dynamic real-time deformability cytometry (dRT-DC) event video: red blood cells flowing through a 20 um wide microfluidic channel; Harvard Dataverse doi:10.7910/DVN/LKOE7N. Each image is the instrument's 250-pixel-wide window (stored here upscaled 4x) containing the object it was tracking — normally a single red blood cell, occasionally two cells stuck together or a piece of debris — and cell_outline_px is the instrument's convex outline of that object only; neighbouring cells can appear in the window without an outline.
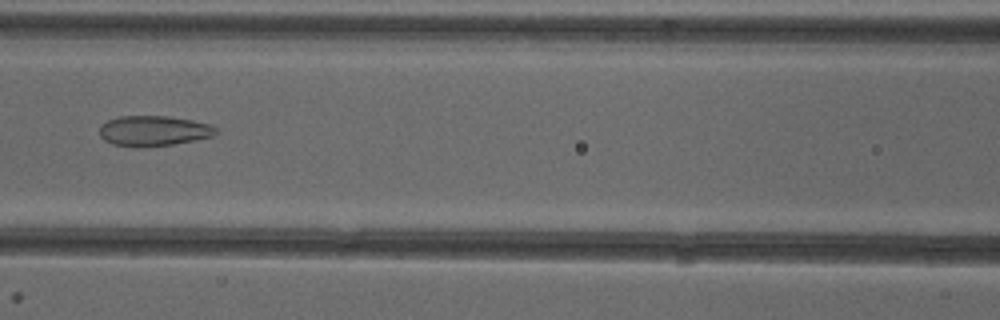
{"species": "common noctule bat (a hibernating species)", "species_latin": "Nyctalus noctula", "temperature_condition": "cold", "stored_images_in_passage": 46, "camera_frame_rate_fps": 3000, "um_per_image_px": 0.085, "animal": {"sex": "female"}, "frame": {"image": 1, "passage_image": 18, "time_ms": 5.667, "image_size_px": [1000, 320], "cell_outline_px": [[220, 132], [212, 136], [172, 144], [112, 144], [104, 140], [100, 136], [100, 124], [108, 120], [120, 116], [168, 116], [192, 120], [208, 124], [216, 128]], "centroid_in_image_um": [13.07, 11.07], "position_along_channel_um": 153.5, "area_um2": 19.71}}
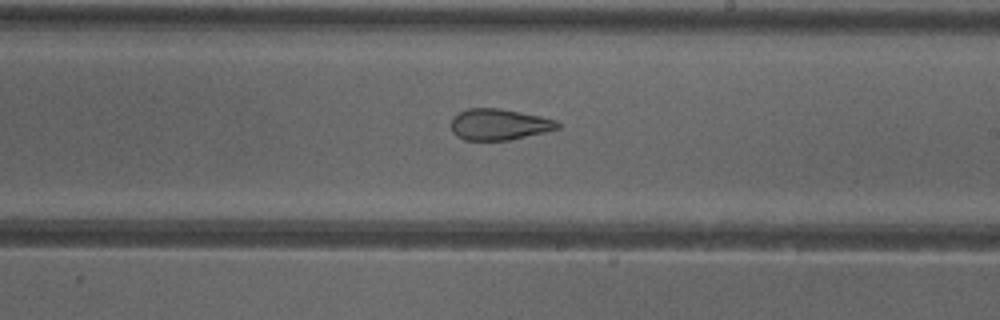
{"frame": {"image": 2, "passage_image": 25, "time_ms": 8.0, "image_size_px": [1000, 320], "cell_outline_px": [[560, 128], [544, 132], [508, 140], [464, 140], [456, 136], [452, 132], [452, 116], [468, 108], [500, 108], [540, 116], [556, 120], [560, 124]], "centroid_in_image_um": [42.4, 10.57], "position_along_channel_um": 246.6, "area_um2": 19.31}}
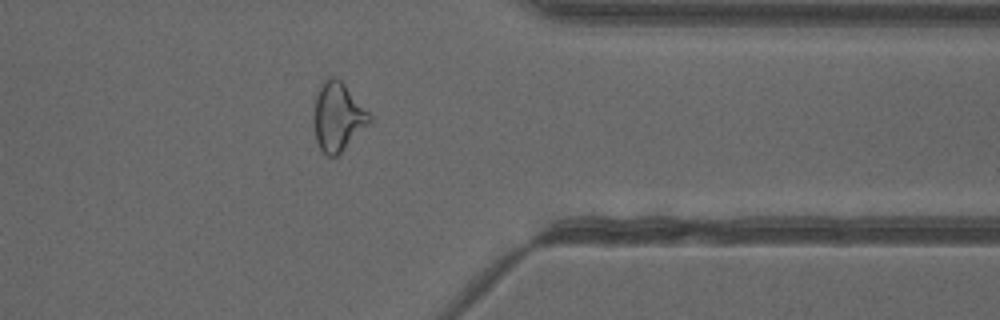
{"frame": {"image": 3, "passage_image": 36, "time_ms": 11.667, "image_size_px": [1000, 320], "cell_outline_px": [[372, 120], [336, 156], [328, 156], [320, 148], [316, 140], [312, 120], [312, 116], [316, 96], [324, 80], [328, 76], [336, 76], [344, 84], [372, 116]], "centroid_in_image_um": [28.68, 9.9], "position_along_channel_um": 382.7, "area_um2": 21.96}, "authors_computed_cell_mechanics": {"area_um2": 23.3801, "velocity_mm_per_s": 3.9826, "shape_relaxation_time_tau1_ms": null, "shape_relaxation_time_tau2_ms": 1.8631, "deformation_change_tau1": null, "deformation_change_tau2": 0.0861}}